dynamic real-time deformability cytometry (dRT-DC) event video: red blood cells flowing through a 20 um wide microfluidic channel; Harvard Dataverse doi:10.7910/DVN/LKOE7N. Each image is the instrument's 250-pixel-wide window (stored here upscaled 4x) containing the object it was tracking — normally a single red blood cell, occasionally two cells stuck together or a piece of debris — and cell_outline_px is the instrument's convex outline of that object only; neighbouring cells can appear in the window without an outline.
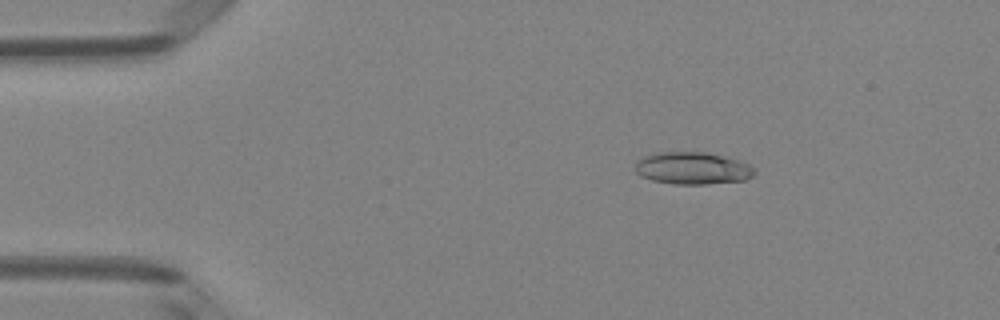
{"species": "Egyptian fruit bat (a non-hibernating species)", "species_latin": "Rousettus aegyptiacus", "temperature_condition": "room temperature", "stored_images_in_passage": 4, "camera_frame_rate_fps": 3000, "um_per_image_px": 0.085, "animal": {"sex": "female"}, "frame": {"image": 1, "passage_image": 3, "time_ms": 0.667, "image_size_px": [1000, 320], "cell_outline_px": [[756, 172], [752, 176], [744, 180], [704, 184], [672, 184], [652, 180], [640, 176], [636, 172], [636, 160], [640, 156], [652, 152], [708, 152], [724, 156], [748, 164]], "centroid_in_image_um": [58.79, 14.29], "position_along_channel_um": 26.2, "area_um2": 22.54}}
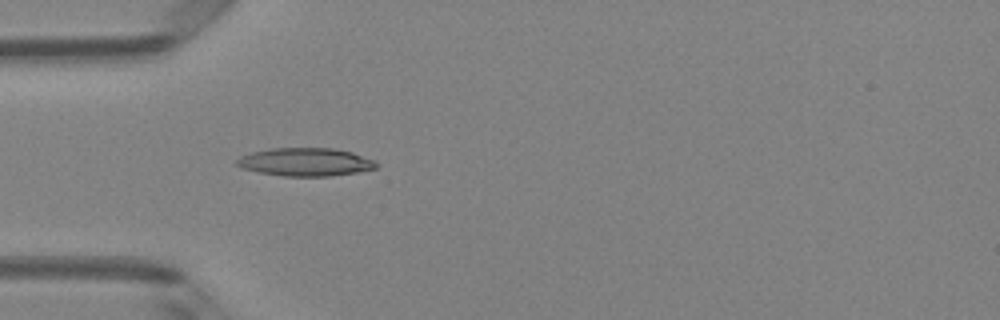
{"frame": {"image": 2, "passage_image": 4, "time_ms": 1.0, "image_size_px": [1000, 320], "cell_outline_px": [[376, 168], [356, 172], [328, 176], [284, 176], [260, 172], [240, 168], [236, 164], [236, 160], [240, 156], [252, 152], [272, 148], [332, 148], [352, 152], [372, 160], [376, 164]], "centroid_in_image_um": [25.91, 13.76], "position_along_channel_um": 59.1, "area_um2": 22.6}}